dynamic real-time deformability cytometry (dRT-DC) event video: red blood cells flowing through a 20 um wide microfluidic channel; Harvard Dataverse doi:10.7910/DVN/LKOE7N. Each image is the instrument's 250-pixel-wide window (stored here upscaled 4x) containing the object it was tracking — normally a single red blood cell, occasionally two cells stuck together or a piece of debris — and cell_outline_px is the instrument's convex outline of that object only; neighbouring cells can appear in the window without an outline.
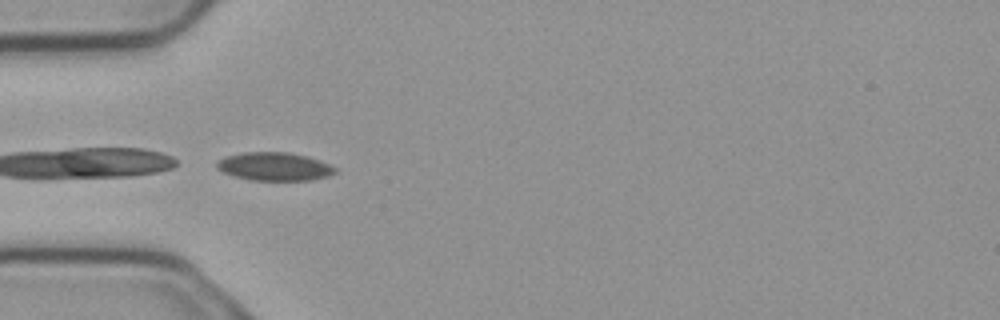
{"species": "common noctule bat (a hibernating species)", "species_latin": "Nyctalus noctula", "temperature_condition": "cold", "stored_images_in_passage": 6, "camera_frame_rate_fps": 3000, "um_per_image_px": 0.085, "animal": {"sex": "male", "body_mass_g": 23.1, "forearm_length_mm": 52.7}, "frame": {"image": 1, "passage_image": 5, "time_ms": 1.333, "image_size_px": [1000, 320], "cell_outline_px": [[336, 172], [328, 176], [312, 180], [252, 180], [236, 176], [224, 172], [216, 168], [216, 160], [224, 156], [244, 152], [288, 152], [320, 160], [336, 168]], "centroid_in_image_um": [23.3, 14.15], "position_along_channel_um": 61.7, "area_um2": 19.42}}